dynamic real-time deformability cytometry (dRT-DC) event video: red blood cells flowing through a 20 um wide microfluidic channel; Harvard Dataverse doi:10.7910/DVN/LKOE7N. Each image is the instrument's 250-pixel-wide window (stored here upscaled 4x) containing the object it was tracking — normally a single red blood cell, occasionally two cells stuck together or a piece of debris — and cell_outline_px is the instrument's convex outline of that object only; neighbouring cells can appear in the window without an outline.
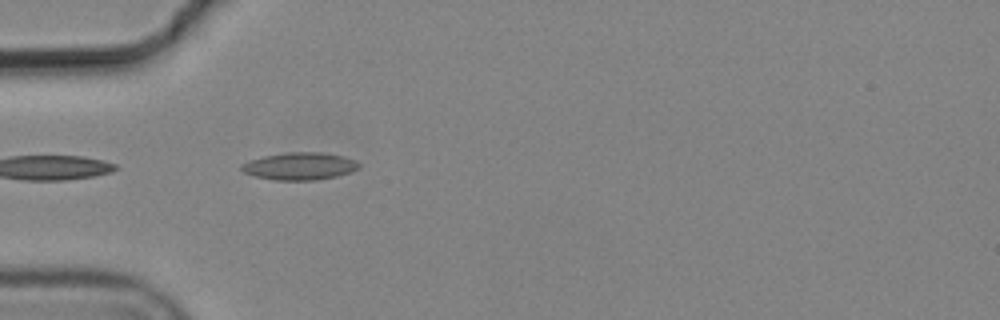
{"species": "common noctule bat (a hibernating species)", "species_latin": "Nyctalus noctula", "temperature_condition": "cold", "stored_images_in_passage": 1, "camera_frame_rate_fps": 3000, "um_per_image_px": 0.085, "animal": {"sex": "male", "body_mass_g": 19.2, "forearm_length_mm": 51.8}, "frame": {"image": 1, "passage_image": 1, "time_ms": 0.0, "image_size_px": [1000, 320], "cell_outline_px": [[360, 168], [352, 172], [336, 176], [316, 180], [272, 180], [256, 176], [244, 172], [240, 168], [240, 164], [264, 156], [288, 152], [320, 152], [344, 156], [356, 160], [360, 164]], "centroid_in_image_um": [25.52, 14.12], "position_along_channel_um": 59.5, "area_um2": 18.79}}